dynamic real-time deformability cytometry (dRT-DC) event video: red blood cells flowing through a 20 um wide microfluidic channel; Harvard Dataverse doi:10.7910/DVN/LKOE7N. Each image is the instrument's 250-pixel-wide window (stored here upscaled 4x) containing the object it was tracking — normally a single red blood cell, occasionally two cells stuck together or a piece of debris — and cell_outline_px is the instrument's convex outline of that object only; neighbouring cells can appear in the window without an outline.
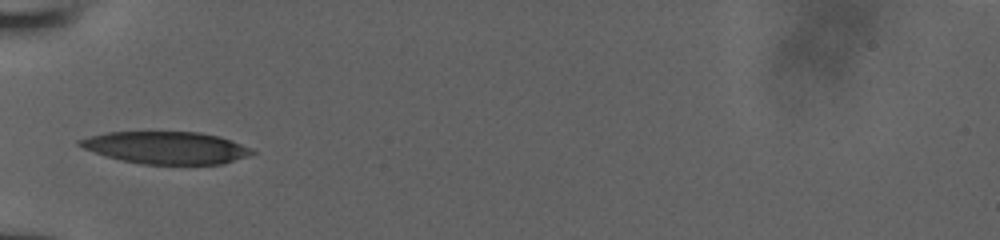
{"species": "human", "species_latin": "Homo sapiens", "temperature_condition": "room temperature", "stored_images_in_passage": 33, "camera_frame_rate_fps": 3000, "um_per_image_px": 0.085, "donor": {"sex": "male"}, "frame": {"image": 1, "passage_image": 1, "time_ms": 0.0, "image_size_px": [1000, 240], "cell_outline_px": [[256, 152], [248, 156], [224, 164], [144, 164], [124, 160], [108, 156], [84, 148], [76, 144], [76, 140], [108, 132], [200, 132], [220, 136], [252, 148]], "centroid_in_image_um": [14.18, 12.55], "position_along_channel_um": 70.8, "area_um2": 32.19}}
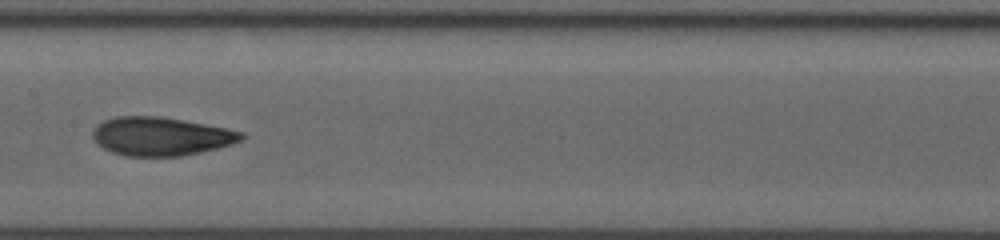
{"frame": {"image": 2, "passage_image": 10, "time_ms": 3.0, "image_size_px": [1000, 240], "cell_outline_px": [[248, 136], [244, 140], [232, 144], [200, 152], [180, 156], [128, 156], [112, 152], [104, 148], [92, 136], [92, 132], [96, 124], [104, 120], [116, 116], [160, 116], [184, 120], [244, 132]], "centroid_in_image_um": [13.7, 11.58], "position_along_channel_um": 193.7, "area_um2": 33.35}}
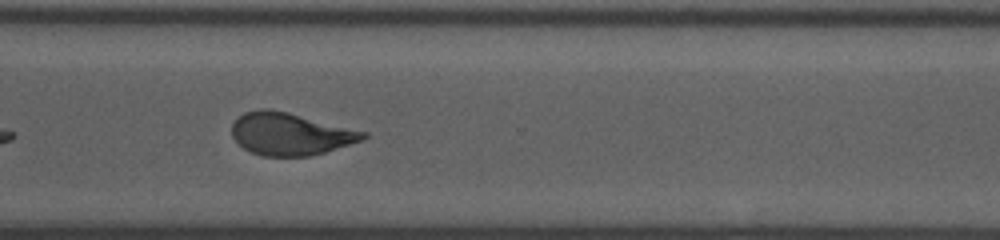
{"frame": {"image": 3, "passage_image": 21, "time_ms": 6.667, "image_size_px": [1000, 240], "cell_outline_px": [[368, 136], [364, 140], [324, 152], [308, 156], [264, 156], [252, 152], [244, 148], [232, 136], [232, 124], [244, 112], [260, 108], [268, 108], [288, 112], [368, 132]], "centroid_in_image_um": [24.69, 11.37], "position_along_channel_um": 345.9, "area_um2": 32.31}}